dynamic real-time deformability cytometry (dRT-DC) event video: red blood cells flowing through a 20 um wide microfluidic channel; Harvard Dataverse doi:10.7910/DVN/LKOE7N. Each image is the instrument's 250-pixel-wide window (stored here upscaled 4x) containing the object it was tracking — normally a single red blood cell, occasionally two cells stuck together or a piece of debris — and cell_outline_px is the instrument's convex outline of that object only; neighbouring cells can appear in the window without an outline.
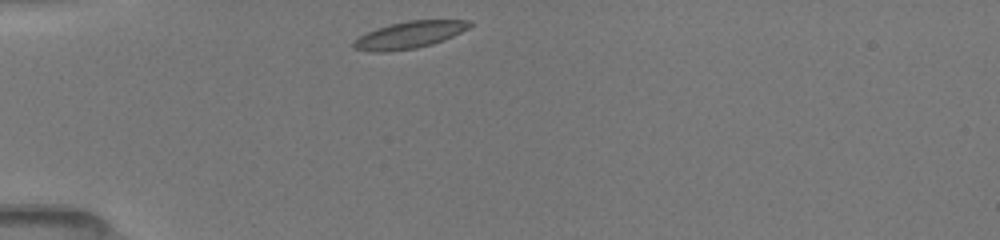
{"species": "common noctule bat (a hibernating species)", "species_latin": "Nyctalus noctula", "temperature_condition": "room temperature", "stored_images_in_passage": 26, "camera_frame_rate_fps": 3000, "um_per_image_px": 0.085, "animal": {"sex": "female", "body_mass_g": 19.5, "forearm_length_mm": 54.1}, "frame": {"image": 1, "passage_image": 1, "time_ms": 0.0, "image_size_px": [1000, 240], "cell_outline_px": [[472, 24], [468, 28], [444, 40], [432, 44], [416, 48], [388, 52], [372, 52], [352, 48], [352, 44], [360, 36], [376, 28], [388, 24], [408, 20], [472, 20]], "centroid_in_image_um": [34.78, 2.97], "position_along_channel_um": 50.2, "area_um2": 18.26}}
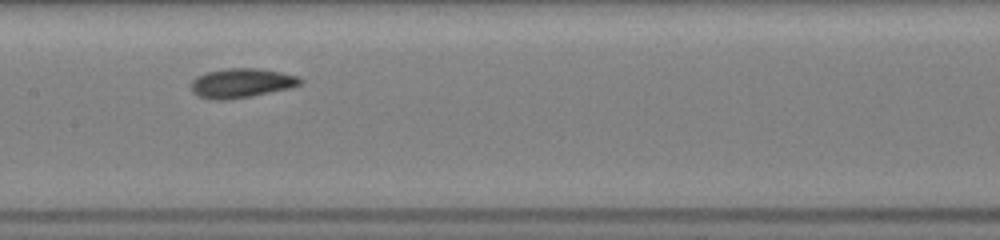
{"frame": {"image": 2, "passage_image": 11, "time_ms": 4.0, "image_size_px": [1000, 240], "cell_outline_px": [[304, 80], [300, 84], [288, 88], [252, 96], [228, 100], [212, 100], [196, 96], [192, 92], [188, 84], [196, 76], [208, 72], [228, 68], [256, 68], [280, 72], [300, 76]], "centroid_in_image_um": [20.47, 7.07], "position_along_channel_um": 186.9, "area_um2": 18.9}}
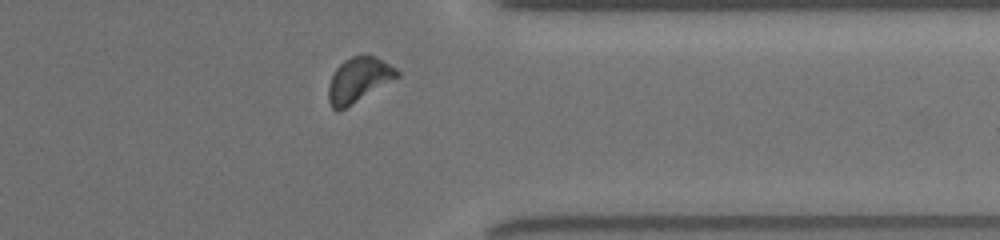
{"frame": {"image": 3, "passage_image": 22, "time_ms": 9.0, "image_size_px": [1000, 240], "cell_outline_px": [[400, 76], [396, 80], [344, 108], [336, 112], [332, 108], [328, 100], [328, 84], [336, 68], [344, 60], [352, 56], [376, 56], [396, 68], [400, 72]], "centroid_in_image_um": [30.5, 6.79], "position_along_channel_um": 380.9, "area_um2": 17.98}}